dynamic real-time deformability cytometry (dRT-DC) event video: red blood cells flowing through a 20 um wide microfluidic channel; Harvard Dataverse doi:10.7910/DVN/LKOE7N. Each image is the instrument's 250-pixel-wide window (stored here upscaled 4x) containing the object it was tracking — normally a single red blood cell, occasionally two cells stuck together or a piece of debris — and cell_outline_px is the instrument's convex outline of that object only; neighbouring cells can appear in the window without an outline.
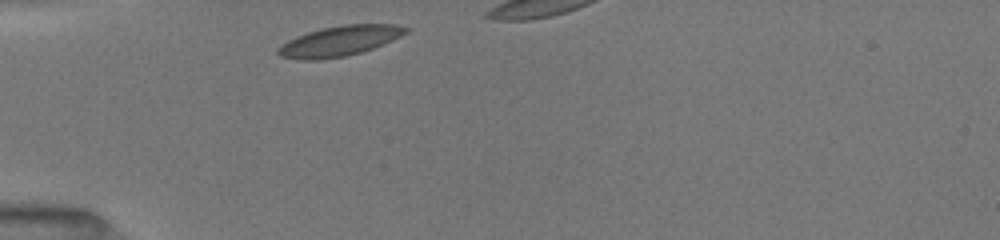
{"species": "common noctule bat (a hibernating species)", "species_latin": "Nyctalus noctula", "temperature_condition": "room temperature", "stored_images_in_passage": 4, "camera_frame_rate_fps": 3000, "um_per_image_px": 0.085, "animal": {"sex": "female", "body_mass_g": 19.5, "forearm_length_mm": 54.1}, "frame": {"image": 1, "passage_image": 1, "time_ms": 0.0, "image_size_px": [1000, 240], "cell_outline_px": [[412, 28], [408, 32], [392, 40], [372, 48], [360, 52], [344, 56], [316, 60], [304, 60], [280, 56], [276, 52], [276, 48], [280, 44], [296, 36], [320, 28], [344, 24], [396, 24]], "centroid_in_image_um": [28.85, 3.47], "position_along_channel_um": 56.2, "area_um2": 22.48}}